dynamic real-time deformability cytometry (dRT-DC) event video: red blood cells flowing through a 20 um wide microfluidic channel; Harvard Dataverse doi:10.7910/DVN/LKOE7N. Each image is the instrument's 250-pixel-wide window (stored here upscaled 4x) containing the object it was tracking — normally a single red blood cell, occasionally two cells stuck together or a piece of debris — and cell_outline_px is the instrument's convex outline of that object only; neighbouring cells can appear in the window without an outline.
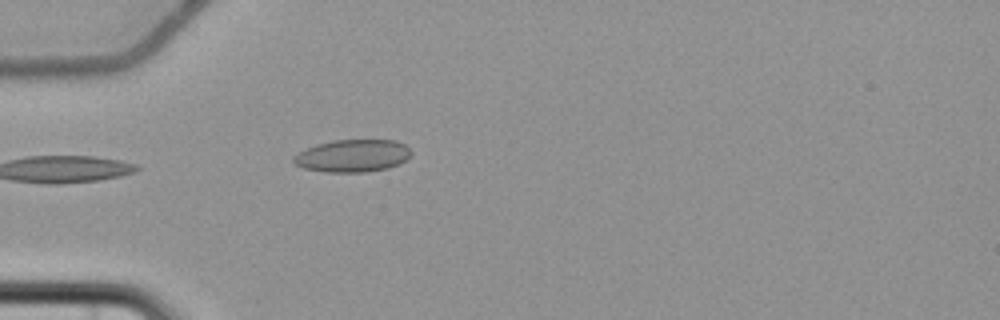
{"species": "common noctule bat (a hibernating species)", "species_latin": "Nyctalus noctula", "temperature_condition": "cold", "stored_images_in_passage": 5, "camera_frame_rate_fps": 3000, "um_per_image_px": 0.085, "animal": {"sex": "female", "body_mass_g": 22.7, "forearm_length_mm": 54.2}, "frame": {"image": 1, "passage_image": 5, "time_ms": 5.0, "image_size_px": [1000, 320], "cell_outline_px": [[412, 152], [400, 164], [388, 168], [364, 172], [328, 172], [304, 168], [296, 164], [292, 160], [292, 156], [316, 144], [332, 140], [396, 140], [404, 144]], "centroid_in_image_um": [29.97, 13.24], "position_along_channel_um": 55.0, "area_um2": 22.14}}